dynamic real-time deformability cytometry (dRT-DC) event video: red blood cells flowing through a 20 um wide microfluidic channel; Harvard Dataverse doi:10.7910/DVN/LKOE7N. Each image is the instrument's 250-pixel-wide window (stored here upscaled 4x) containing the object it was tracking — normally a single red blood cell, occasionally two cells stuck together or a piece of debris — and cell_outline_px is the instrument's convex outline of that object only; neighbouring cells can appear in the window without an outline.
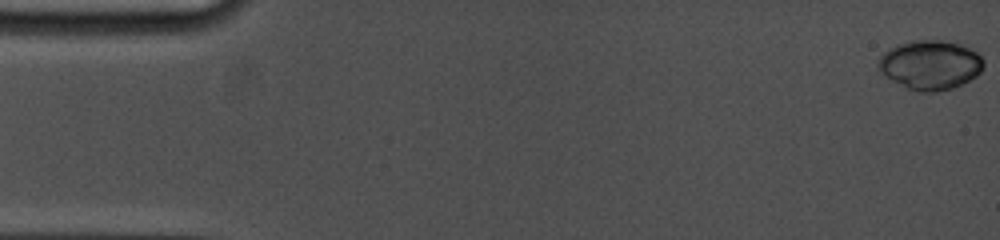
{"species": "common noctule bat (a hibernating species)", "species_latin": "Nyctalus noctula", "temperature_condition": "cold", "stored_images_in_passage": 9, "camera_frame_rate_fps": 5000, "um_per_image_px": 0.085, "animal": {"sex": "female", "body_mass_g": 19.0, "forearm_length_mm": 53.3}, "frame": {"image": 1, "passage_image": 1, "time_ms": 0.0, "image_size_px": [1000, 240], "cell_outline_px": [[984, 68], [976, 76], [952, 88], [936, 92], [920, 92], [908, 88], [892, 80], [880, 72], [876, 68], [876, 60], [888, 48], [896, 44], [912, 40], [956, 40], [976, 52], [984, 60]], "centroid_in_image_um": [79.05, 5.48], "position_along_channel_um": 5.9, "area_um2": 30.75}}